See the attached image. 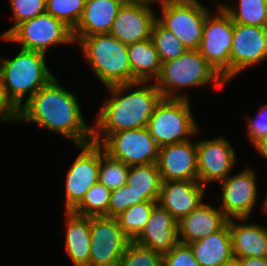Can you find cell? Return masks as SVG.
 <instances>
[{
  "instance_id": "obj_1",
  "label": "cell",
  "mask_w": 267,
  "mask_h": 266,
  "mask_svg": "<svg viewBox=\"0 0 267 266\" xmlns=\"http://www.w3.org/2000/svg\"><path fill=\"white\" fill-rule=\"evenodd\" d=\"M56 76L38 90L16 113L17 122H30L66 137L75 145L93 141L78 98L60 85Z\"/></svg>"
},
{
  "instance_id": "obj_2",
  "label": "cell",
  "mask_w": 267,
  "mask_h": 266,
  "mask_svg": "<svg viewBox=\"0 0 267 266\" xmlns=\"http://www.w3.org/2000/svg\"><path fill=\"white\" fill-rule=\"evenodd\" d=\"M149 83L137 81L105 87L111 97L106 99L97 114L92 125L93 134L147 128L155 107L163 98L155 83Z\"/></svg>"
},
{
  "instance_id": "obj_3",
  "label": "cell",
  "mask_w": 267,
  "mask_h": 266,
  "mask_svg": "<svg viewBox=\"0 0 267 266\" xmlns=\"http://www.w3.org/2000/svg\"><path fill=\"white\" fill-rule=\"evenodd\" d=\"M46 57L44 53L23 48L12 59L0 57L1 89L6 102L16 113L55 77L46 64Z\"/></svg>"
},
{
  "instance_id": "obj_4",
  "label": "cell",
  "mask_w": 267,
  "mask_h": 266,
  "mask_svg": "<svg viewBox=\"0 0 267 266\" xmlns=\"http://www.w3.org/2000/svg\"><path fill=\"white\" fill-rule=\"evenodd\" d=\"M156 81V82H155ZM155 83L163 98L190 99L181 88L205 87L214 83L215 88L227 82L198 50H187L178 58L164 62Z\"/></svg>"
},
{
  "instance_id": "obj_5",
  "label": "cell",
  "mask_w": 267,
  "mask_h": 266,
  "mask_svg": "<svg viewBox=\"0 0 267 266\" xmlns=\"http://www.w3.org/2000/svg\"><path fill=\"white\" fill-rule=\"evenodd\" d=\"M87 64L104 87L132 83L128 45L110 34H95L77 42Z\"/></svg>"
},
{
  "instance_id": "obj_6",
  "label": "cell",
  "mask_w": 267,
  "mask_h": 266,
  "mask_svg": "<svg viewBox=\"0 0 267 266\" xmlns=\"http://www.w3.org/2000/svg\"><path fill=\"white\" fill-rule=\"evenodd\" d=\"M190 106V99L160 100L147 125L150 135L159 147L187 141L199 133L200 127Z\"/></svg>"
},
{
  "instance_id": "obj_7",
  "label": "cell",
  "mask_w": 267,
  "mask_h": 266,
  "mask_svg": "<svg viewBox=\"0 0 267 266\" xmlns=\"http://www.w3.org/2000/svg\"><path fill=\"white\" fill-rule=\"evenodd\" d=\"M157 21L189 50H198L206 15L210 9L199 0H163Z\"/></svg>"
},
{
  "instance_id": "obj_8",
  "label": "cell",
  "mask_w": 267,
  "mask_h": 266,
  "mask_svg": "<svg viewBox=\"0 0 267 266\" xmlns=\"http://www.w3.org/2000/svg\"><path fill=\"white\" fill-rule=\"evenodd\" d=\"M93 141L99 143L112 158L128 166L158 162L160 147L147 128L123 130L112 134H93Z\"/></svg>"
},
{
  "instance_id": "obj_9",
  "label": "cell",
  "mask_w": 267,
  "mask_h": 266,
  "mask_svg": "<svg viewBox=\"0 0 267 266\" xmlns=\"http://www.w3.org/2000/svg\"><path fill=\"white\" fill-rule=\"evenodd\" d=\"M217 13L206 15L203 36L198 51L230 83V51L234 34V22L219 2Z\"/></svg>"
},
{
  "instance_id": "obj_10",
  "label": "cell",
  "mask_w": 267,
  "mask_h": 266,
  "mask_svg": "<svg viewBox=\"0 0 267 266\" xmlns=\"http://www.w3.org/2000/svg\"><path fill=\"white\" fill-rule=\"evenodd\" d=\"M0 39L44 54L53 45L75 43L72 29L48 12L22 22L7 37Z\"/></svg>"
},
{
  "instance_id": "obj_11",
  "label": "cell",
  "mask_w": 267,
  "mask_h": 266,
  "mask_svg": "<svg viewBox=\"0 0 267 266\" xmlns=\"http://www.w3.org/2000/svg\"><path fill=\"white\" fill-rule=\"evenodd\" d=\"M89 266H118L130 241L122 232L116 217H90Z\"/></svg>"
},
{
  "instance_id": "obj_12",
  "label": "cell",
  "mask_w": 267,
  "mask_h": 266,
  "mask_svg": "<svg viewBox=\"0 0 267 266\" xmlns=\"http://www.w3.org/2000/svg\"><path fill=\"white\" fill-rule=\"evenodd\" d=\"M80 153L66 173L65 212L73 211L90 187L99 181L100 144L94 141L77 145Z\"/></svg>"
},
{
  "instance_id": "obj_13",
  "label": "cell",
  "mask_w": 267,
  "mask_h": 266,
  "mask_svg": "<svg viewBox=\"0 0 267 266\" xmlns=\"http://www.w3.org/2000/svg\"><path fill=\"white\" fill-rule=\"evenodd\" d=\"M256 178L254 170L247 167L220 182L222 192L219 208L228 220L251 217L259 196Z\"/></svg>"
},
{
  "instance_id": "obj_14",
  "label": "cell",
  "mask_w": 267,
  "mask_h": 266,
  "mask_svg": "<svg viewBox=\"0 0 267 266\" xmlns=\"http://www.w3.org/2000/svg\"><path fill=\"white\" fill-rule=\"evenodd\" d=\"M198 181L206 188L222 182L233 170L237 157L232 144L224 137L196 141ZM209 183V184H208Z\"/></svg>"
},
{
  "instance_id": "obj_15",
  "label": "cell",
  "mask_w": 267,
  "mask_h": 266,
  "mask_svg": "<svg viewBox=\"0 0 267 266\" xmlns=\"http://www.w3.org/2000/svg\"><path fill=\"white\" fill-rule=\"evenodd\" d=\"M267 59V27L234 23L230 51V80Z\"/></svg>"
},
{
  "instance_id": "obj_16",
  "label": "cell",
  "mask_w": 267,
  "mask_h": 266,
  "mask_svg": "<svg viewBox=\"0 0 267 266\" xmlns=\"http://www.w3.org/2000/svg\"><path fill=\"white\" fill-rule=\"evenodd\" d=\"M157 15L150 4L124 2L113 22L110 35L125 45L151 38Z\"/></svg>"
},
{
  "instance_id": "obj_17",
  "label": "cell",
  "mask_w": 267,
  "mask_h": 266,
  "mask_svg": "<svg viewBox=\"0 0 267 266\" xmlns=\"http://www.w3.org/2000/svg\"><path fill=\"white\" fill-rule=\"evenodd\" d=\"M191 140L160 147L157 165L162 181H198L197 147Z\"/></svg>"
},
{
  "instance_id": "obj_18",
  "label": "cell",
  "mask_w": 267,
  "mask_h": 266,
  "mask_svg": "<svg viewBox=\"0 0 267 266\" xmlns=\"http://www.w3.org/2000/svg\"><path fill=\"white\" fill-rule=\"evenodd\" d=\"M133 241L164 255L179 243L178 221L157 203L144 229Z\"/></svg>"
},
{
  "instance_id": "obj_19",
  "label": "cell",
  "mask_w": 267,
  "mask_h": 266,
  "mask_svg": "<svg viewBox=\"0 0 267 266\" xmlns=\"http://www.w3.org/2000/svg\"><path fill=\"white\" fill-rule=\"evenodd\" d=\"M205 193L199 181H162L157 203L179 221L203 202Z\"/></svg>"
},
{
  "instance_id": "obj_20",
  "label": "cell",
  "mask_w": 267,
  "mask_h": 266,
  "mask_svg": "<svg viewBox=\"0 0 267 266\" xmlns=\"http://www.w3.org/2000/svg\"><path fill=\"white\" fill-rule=\"evenodd\" d=\"M228 219L222 210L202 202L178 221L179 243L189 244L219 231Z\"/></svg>"
},
{
  "instance_id": "obj_21",
  "label": "cell",
  "mask_w": 267,
  "mask_h": 266,
  "mask_svg": "<svg viewBox=\"0 0 267 266\" xmlns=\"http://www.w3.org/2000/svg\"><path fill=\"white\" fill-rule=\"evenodd\" d=\"M125 0H86L82 16L72 30L74 41L95 34H109Z\"/></svg>"
},
{
  "instance_id": "obj_22",
  "label": "cell",
  "mask_w": 267,
  "mask_h": 266,
  "mask_svg": "<svg viewBox=\"0 0 267 266\" xmlns=\"http://www.w3.org/2000/svg\"><path fill=\"white\" fill-rule=\"evenodd\" d=\"M248 220L242 218L227 221L234 257H267V228L257 223H248Z\"/></svg>"
},
{
  "instance_id": "obj_23",
  "label": "cell",
  "mask_w": 267,
  "mask_h": 266,
  "mask_svg": "<svg viewBox=\"0 0 267 266\" xmlns=\"http://www.w3.org/2000/svg\"><path fill=\"white\" fill-rule=\"evenodd\" d=\"M188 245L200 266H221L234 257L228 222L219 231Z\"/></svg>"
},
{
  "instance_id": "obj_24",
  "label": "cell",
  "mask_w": 267,
  "mask_h": 266,
  "mask_svg": "<svg viewBox=\"0 0 267 266\" xmlns=\"http://www.w3.org/2000/svg\"><path fill=\"white\" fill-rule=\"evenodd\" d=\"M66 215L65 250L73 266H89L90 259V217L80 216L72 211Z\"/></svg>"
},
{
  "instance_id": "obj_25",
  "label": "cell",
  "mask_w": 267,
  "mask_h": 266,
  "mask_svg": "<svg viewBox=\"0 0 267 266\" xmlns=\"http://www.w3.org/2000/svg\"><path fill=\"white\" fill-rule=\"evenodd\" d=\"M128 57L132 70V83L153 82L160 74L161 61L152 39L128 45Z\"/></svg>"
},
{
  "instance_id": "obj_26",
  "label": "cell",
  "mask_w": 267,
  "mask_h": 266,
  "mask_svg": "<svg viewBox=\"0 0 267 266\" xmlns=\"http://www.w3.org/2000/svg\"><path fill=\"white\" fill-rule=\"evenodd\" d=\"M161 177L157 163L130 166L126 184L133 193V205L158 201Z\"/></svg>"
},
{
  "instance_id": "obj_27",
  "label": "cell",
  "mask_w": 267,
  "mask_h": 266,
  "mask_svg": "<svg viewBox=\"0 0 267 266\" xmlns=\"http://www.w3.org/2000/svg\"><path fill=\"white\" fill-rule=\"evenodd\" d=\"M236 7L219 3L234 23L267 27V0H238Z\"/></svg>"
},
{
  "instance_id": "obj_28",
  "label": "cell",
  "mask_w": 267,
  "mask_h": 266,
  "mask_svg": "<svg viewBox=\"0 0 267 266\" xmlns=\"http://www.w3.org/2000/svg\"><path fill=\"white\" fill-rule=\"evenodd\" d=\"M156 204V201H145L132 205L116 216L123 234L130 241H133L142 232Z\"/></svg>"
},
{
  "instance_id": "obj_29",
  "label": "cell",
  "mask_w": 267,
  "mask_h": 266,
  "mask_svg": "<svg viewBox=\"0 0 267 266\" xmlns=\"http://www.w3.org/2000/svg\"><path fill=\"white\" fill-rule=\"evenodd\" d=\"M111 190L99 181L88 189L82 202L72 211L80 216H108Z\"/></svg>"
},
{
  "instance_id": "obj_30",
  "label": "cell",
  "mask_w": 267,
  "mask_h": 266,
  "mask_svg": "<svg viewBox=\"0 0 267 266\" xmlns=\"http://www.w3.org/2000/svg\"><path fill=\"white\" fill-rule=\"evenodd\" d=\"M130 166L112 158L100 145L99 182L109 190L117 189L126 184Z\"/></svg>"
},
{
  "instance_id": "obj_31",
  "label": "cell",
  "mask_w": 267,
  "mask_h": 266,
  "mask_svg": "<svg viewBox=\"0 0 267 266\" xmlns=\"http://www.w3.org/2000/svg\"><path fill=\"white\" fill-rule=\"evenodd\" d=\"M151 39L161 63L174 60L188 50L171 31L164 28L158 21L153 25Z\"/></svg>"
},
{
  "instance_id": "obj_32",
  "label": "cell",
  "mask_w": 267,
  "mask_h": 266,
  "mask_svg": "<svg viewBox=\"0 0 267 266\" xmlns=\"http://www.w3.org/2000/svg\"><path fill=\"white\" fill-rule=\"evenodd\" d=\"M86 0H46V12L72 30L79 22Z\"/></svg>"
},
{
  "instance_id": "obj_33",
  "label": "cell",
  "mask_w": 267,
  "mask_h": 266,
  "mask_svg": "<svg viewBox=\"0 0 267 266\" xmlns=\"http://www.w3.org/2000/svg\"><path fill=\"white\" fill-rule=\"evenodd\" d=\"M118 266H163V255L129 241Z\"/></svg>"
},
{
  "instance_id": "obj_34",
  "label": "cell",
  "mask_w": 267,
  "mask_h": 266,
  "mask_svg": "<svg viewBox=\"0 0 267 266\" xmlns=\"http://www.w3.org/2000/svg\"><path fill=\"white\" fill-rule=\"evenodd\" d=\"M9 2L15 24L0 34L2 38L7 37L22 22L46 12V0H9Z\"/></svg>"
},
{
  "instance_id": "obj_35",
  "label": "cell",
  "mask_w": 267,
  "mask_h": 266,
  "mask_svg": "<svg viewBox=\"0 0 267 266\" xmlns=\"http://www.w3.org/2000/svg\"><path fill=\"white\" fill-rule=\"evenodd\" d=\"M247 136L252 146L267 138V104L262 105L256 117L246 116Z\"/></svg>"
},
{
  "instance_id": "obj_36",
  "label": "cell",
  "mask_w": 267,
  "mask_h": 266,
  "mask_svg": "<svg viewBox=\"0 0 267 266\" xmlns=\"http://www.w3.org/2000/svg\"><path fill=\"white\" fill-rule=\"evenodd\" d=\"M163 266H200L188 244L178 243L163 255Z\"/></svg>"
},
{
  "instance_id": "obj_37",
  "label": "cell",
  "mask_w": 267,
  "mask_h": 266,
  "mask_svg": "<svg viewBox=\"0 0 267 266\" xmlns=\"http://www.w3.org/2000/svg\"><path fill=\"white\" fill-rule=\"evenodd\" d=\"M133 205V193L125 184L111 191L108 217H116Z\"/></svg>"
},
{
  "instance_id": "obj_38",
  "label": "cell",
  "mask_w": 267,
  "mask_h": 266,
  "mask_svg": "<svg viewBox=\"0 0 267 266\" xmlns=\"http://www.w3.org/2000/svg\"><path fill=\"white\" fill-rule=\"evenodd\" d=\"M6 121H15L16 122V112L10 107V105L6 102L3 92L1 89L0 83V122Z\"/></svg>"
},
{
  "instance_id": "obj_39",
  "label": "cell",
  "mask_w": 267,
  "mask_h": 266,
  "mask_svg": "<svg viewBox=\"0 0 267 266\" xmlns=\"http://www.w3.org/2000/svg\"><path fill=\"white\" fill-rule=\"evenodd\" d=\"M241 266H267V257L239 258Z\"/></svg>"
},
{
  "instance_id": "obj_40",
  "label": "cell",
  "mask_w": 267,
  "mask_h": 266,
  "mask_svg": "<svg viewBox=\"0 0 267 266\" xmlns=\"http://www.w3.org/2000/svg\"><path fill=\"white\" fill-rule=\"evenodd\" d=\"M264 159L267 160V138L254 147Z\"/></svg>"
},
{
  "instance_id": "obj_41",
  "label": "cell",
  "mask_w": 267,
  "mask_h": 266,
  "mask_svg": "<svg viewBox=\"0 0 267 266\" xmlns=\"http://www.w3.org/2000/svg\"><path fill=\"white\" fill-rule=\"evenodd\" d=\"M221 266H241L239 258L233 257L231 260L226 261Z\"/></svg>"
},
{
  "instance_id": "obj_42",
  "label": "cell",
  "mask_w": 267,
  "mask_h": 266,
  "mask_svg": "<svg viewBox=\"0 0 267 266\" xmlns=\"http://www.w3.org/2000/svg\"><path fill=\"white\" fill-rule=\"evenodd\" d=\"M125 2H141V3H147L150 5H154V3L158 4L161 2V0H125Z\"/></svg>"
},
{
  "instance_id": "obj_43",
  "label": "cell",
  "mask_w": 267,
  "mask_h": 266,
  "mask_svg": "<svg viewBox=\"0 0 267 266\" xmlns=\"http://www.w3.org/2000/svg\"><path fill=\"white\" fill-rule=\"evenodd\" d=\"M263 213L267 214V196L264 198V202L262 203Z\"/></svg>"
}]
</instances>
